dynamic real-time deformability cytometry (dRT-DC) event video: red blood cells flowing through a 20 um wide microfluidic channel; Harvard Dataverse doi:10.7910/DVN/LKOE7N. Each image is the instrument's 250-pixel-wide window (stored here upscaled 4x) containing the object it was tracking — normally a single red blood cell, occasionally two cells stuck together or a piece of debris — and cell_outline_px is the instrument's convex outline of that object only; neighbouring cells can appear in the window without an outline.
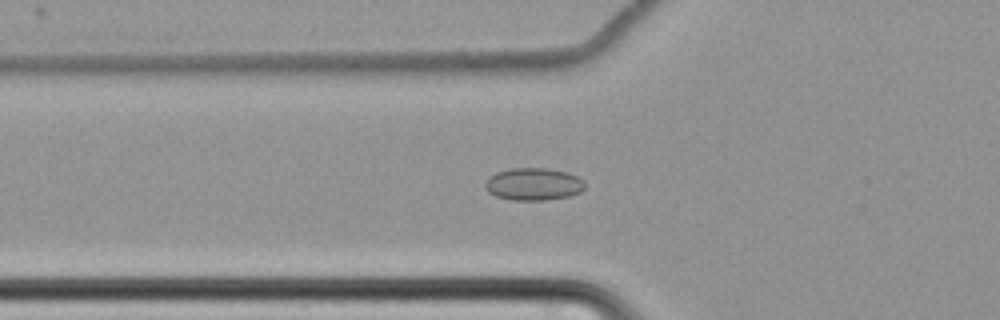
{"species": "common noctule bat (a hibernating species)", "species_latin": "Nyctalus noctula", "temperature_condition": "cold", "stored_images_in_passage": 64, "camera_frame_rate_fps": 3000, "um_per_image_px": 0.085, "animal": {"sex": "female", "body_mass_g": 22.7, "forearm_length_mm": 54.2}, "frame": {"image": 1, "passage_image": 26, "time_ms": 8.333, "image_size_px": [1000, 320], "cell_outline_px": [[584, 188], [580, 192], [568, 196], [548, 200], [512, 200], [496, 196], [488, 192], [484, 188], [484, 184], [488, 176], [496, 172], [512, 168], [548, 168], [568, 172], [576, 176], [584, 184]], "centroid_in_image_um": [45.29, 15.65], "position_along_channel_um": 80.5, "area_um2": 18.9}}
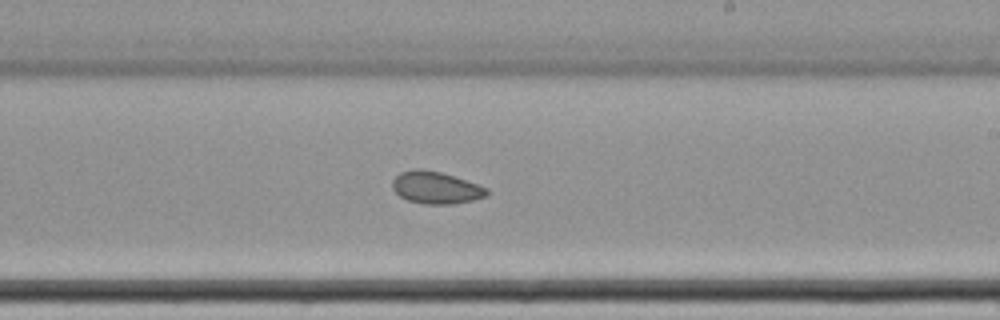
{"frame": {"image": 2, "passage_image": 41, "time_ms": 13.333, "image_size_px": [1000, 320], "cell_outline_px": [[488, 196], [472, 200], [452, 204], [424, 204], [408, 200], [400, 196], [392, 188], [392, 180], [400, 172], [416, 168], [420, 168], [440, 172], [488, 188]], "centroid_in_image_um": [37.02, 15.95], "position_along_channel_um": 252.0, "area_um2": 17.57}}
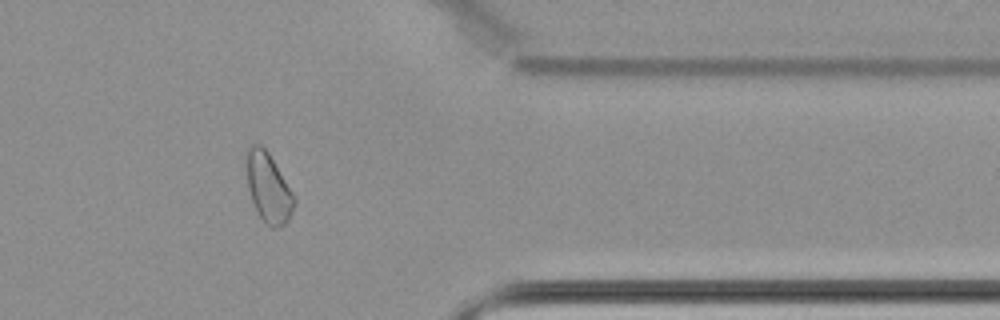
{"frame": {"image": 3, "passage_image": 54, "time_ms": 17.667, "image_size_px": [1000, 320], "cell_outline_px": [[296, 200], [292, 212], [288, 220], [280, 228], [272, 228], [264, 224], [252, 200], [248, 188], [244, 152], [252, 144], [260, 144], [268, 152], [296, 196]], "centroid_in_image_um": [22.8, 15.94], "position_along_channel_um": 388.6, "area_um2": 19.65}}